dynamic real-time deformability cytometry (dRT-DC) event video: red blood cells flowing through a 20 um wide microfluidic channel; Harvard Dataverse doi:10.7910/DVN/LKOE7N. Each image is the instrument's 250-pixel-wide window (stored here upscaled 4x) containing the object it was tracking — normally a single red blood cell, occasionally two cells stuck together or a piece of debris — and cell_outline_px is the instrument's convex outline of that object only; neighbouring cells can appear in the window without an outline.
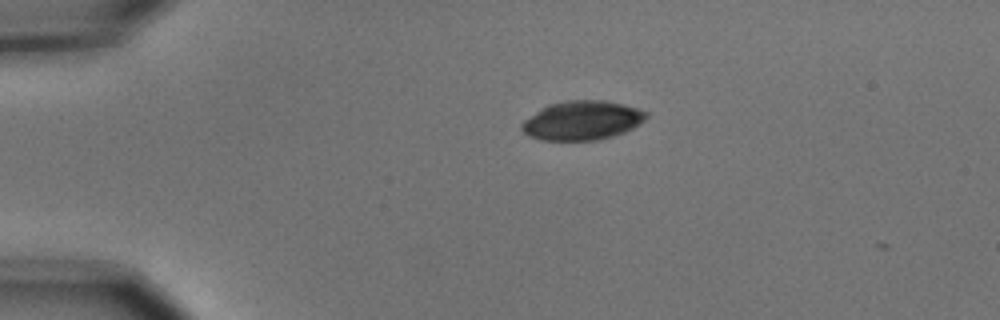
{"species": "common noctule bat (a hibernating species)", "species_latin": "Nyctalus noctula", "temperature_condition": "cold", "stored_images_in_passage": 4, "camera_frame_rate_fps": 3000, "um_per_image_px": 0.085, "animal": {"sex": "male", "body_mass_g": 15.6}, "frame": {"image": 1, "passage_image": 1, "time_ms": 0.0, "image_size_px": [1000, 320], "cell_outline_px": [[648, 116], [640, 124], [624, 132], [612, 136], [596, 140], [540, 140], [528, 136], [520, 128], [520, 124], [524, 120], [548, 104], [568, 100], [604, 100], [624, 104], [648, 112]], "centroid_in_image_um": [49.48, 10.23], "position_along_channel_um": 35.5, "area_um2": 28.38}}